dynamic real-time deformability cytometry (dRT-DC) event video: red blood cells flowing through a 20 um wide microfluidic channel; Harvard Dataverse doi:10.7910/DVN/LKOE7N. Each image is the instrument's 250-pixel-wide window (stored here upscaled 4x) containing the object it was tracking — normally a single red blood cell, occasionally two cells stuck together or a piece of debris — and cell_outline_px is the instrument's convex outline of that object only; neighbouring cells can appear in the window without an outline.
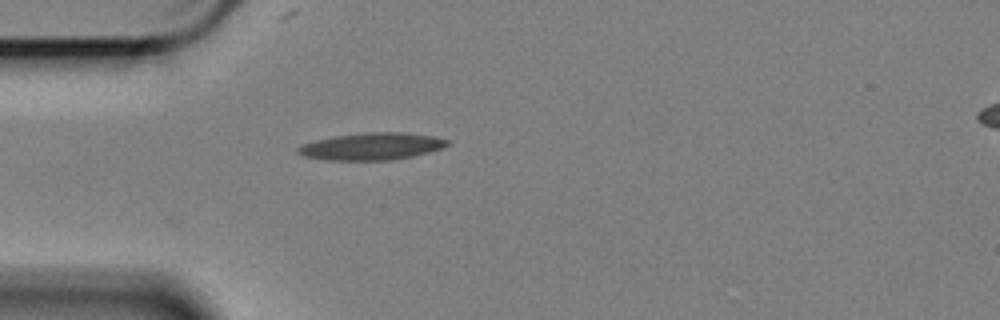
{"species": "Egyptian fruit bat (a non-hibernating species)", "species_latin": "Rousettus aegyptiacus", "temperature_condition": "cold", "stored_images_in_passage": 34, "camera_frame_rate_fps": 3000, "um_per_image_px": 0.085, "animal": {"sex": "female"}, "frame": {"image": 1, "passage_image": 1, "time_ms": 0.0, "image_size_px": [1000, 320], "cell_outline_px": [[448, 144], [440, 148], [428, 152], [412, 156], [388, 160], [328, 160], [304, 156], [296, 152], [296, 148], [300, 144], [316, 140], [336, 136], [368, 132], [400, 132], [436, 136], [448, 140]], "centroid_in_image_um": [31.55, 12.44], "position_along_channel_um": 53.4, "area_um2": 23.41}}
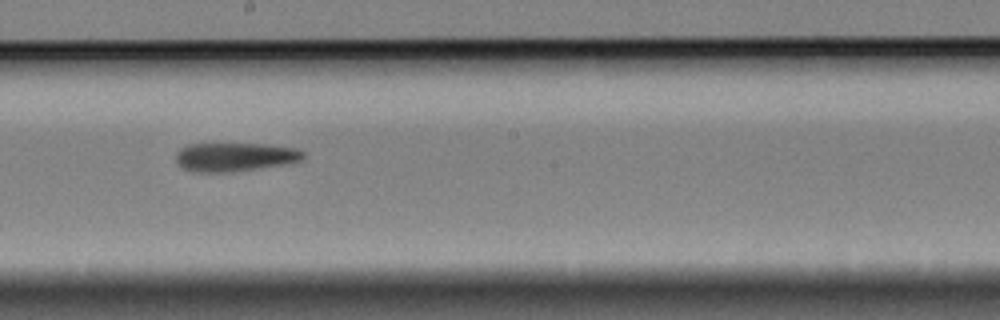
{"frame": {"image": 2, "passage_image": 17, "time_ms": 5.333, "image_size_px": [1000, 320], "cell_outline_px": [[304, 156], [300, 160], [284, 164], [232, 172], [192, 172], [176, 164], [176, 152], [180, 148], [188, 144], [264, 144], [296, 148], [304, 152]], "centroid_in_image_um": [19.91, 13.34], "position_along_channel_um": 228.3, "area_um2": 21.27}}
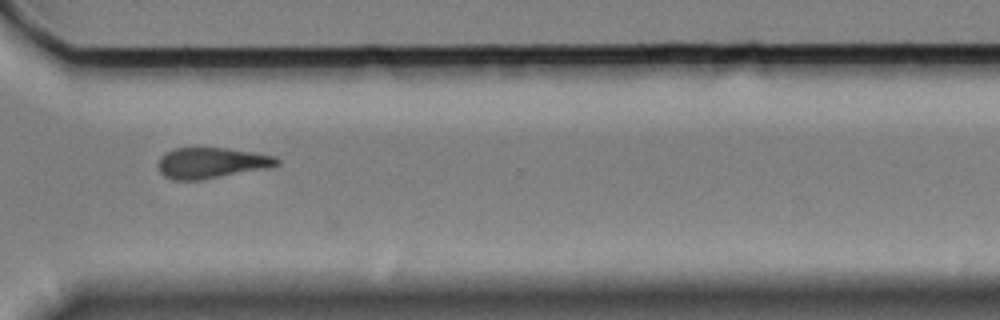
{"frame": {"image": 3, "passage_image": 28, "time_ms": 9.0, "image_size_px": [1000, 320], "cell_outline_px": [[280, 164], [272, 168], [200, 180], [172, 180], [164, 176], [160, 172], [156, 164], [160, 156], [164, 152], [176, 148], [224, 148], [252, 152], [276, 156], [280, 160]], "centroid_in_image_um": [17.98, 13.86], "position_along_channel_um": 352.6, "area_um2": 21.68}}